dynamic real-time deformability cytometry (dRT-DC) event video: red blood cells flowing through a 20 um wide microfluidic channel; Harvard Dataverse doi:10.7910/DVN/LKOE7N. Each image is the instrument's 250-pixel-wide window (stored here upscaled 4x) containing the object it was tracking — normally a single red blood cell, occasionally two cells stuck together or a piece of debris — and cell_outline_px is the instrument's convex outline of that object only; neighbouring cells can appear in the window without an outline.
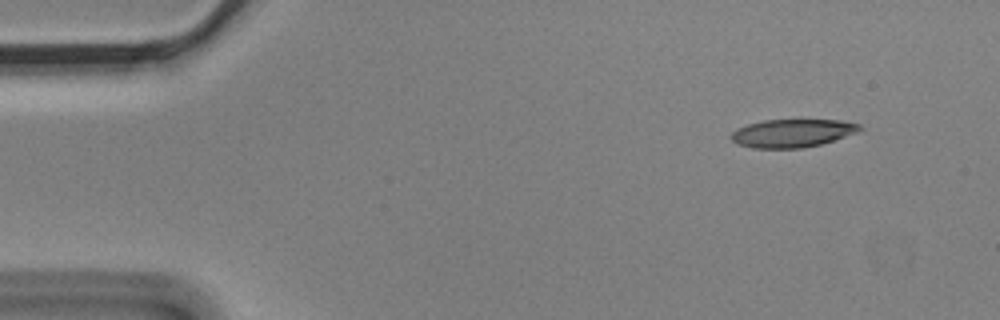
{"species": "Egyptian fruit bat (a non-hibernating species)", "species_latin": "Rousettus aegyptiacus", "temperature_condition": "cold", "stored_images_in_passage": 4, "camera_frame_rate_fps": 3000, "um_per_image_px": 0.085, "animal": {"sex": "male"}, "frame": {"image": 1, "passage_image": 1, "time_ms": 0.0, "image_size_px": [1000, 320], "cell_outline_px": [[864, 128], [856, 132], [820, 144], [800, 148], [752, 148], [736, 144], [732, 140], [732, 132], [736, 128], [748, 124], [764, 120], [840, 120], [860, 124]], "centroid_in_image_um": [67.31, 11.31], "position_along_channel_um": 17.7, "area_um2": 20.87}}